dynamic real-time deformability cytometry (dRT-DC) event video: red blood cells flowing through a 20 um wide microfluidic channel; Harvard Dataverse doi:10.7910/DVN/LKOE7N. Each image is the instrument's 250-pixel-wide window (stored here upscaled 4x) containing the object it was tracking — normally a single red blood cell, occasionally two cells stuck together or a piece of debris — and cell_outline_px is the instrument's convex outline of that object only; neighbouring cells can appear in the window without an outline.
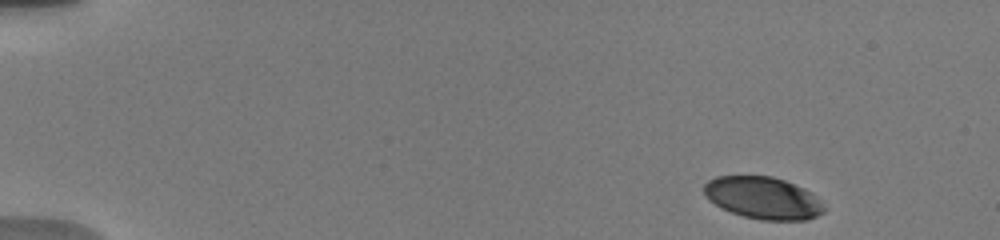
{"species": "human", "species_latin": "Homo sapiens", "temperature_condition": "warm", "stored_images_in_passage": 14, "camera_frame_rate_fps": 3000, "um_per_image_px": 0.085, "donor": {"sex": "male"}, "frame": {"image": 1, "passage_image": 2, "time_ms": 0.667, "image_size_px": [1000, 240], "cell_outline_px": [[824, 212], [808, 220], [760, 220], [744, 216], [720, 208], [708, 200], [704, 196], [704, 184], [708, 180], [716, 176], [772, 176], [784, 180], [804, 188], [812, 192], [824, 208]], "centroid_in_image_um": [64.82, 16.82], "position_along_channel_um": 20.2, "area_um2": 29.54}}
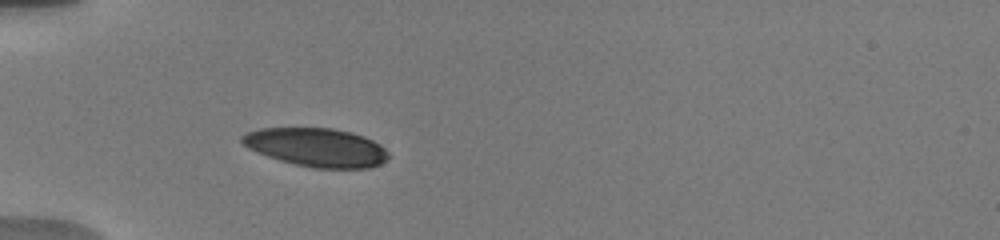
{"frame": {"image": 2, "passage_image": 12, "time_ms": 4.667, "image_size_px": [1000, 240], "cell_outline_px": [[388, 160], [380, 164], [368, 168], [312, 168], [280, 160], [256, 152], [248, 148], [240, 140], [240, 136], [248, 132], [260, 128], [332, 128], [352, 132], [364, 136], [380, 144], [388, 152]], "centroid_in_image_um": [26.91, 12.52], "position_along_channel_um": 58.1, "area_um2": 32.95}}